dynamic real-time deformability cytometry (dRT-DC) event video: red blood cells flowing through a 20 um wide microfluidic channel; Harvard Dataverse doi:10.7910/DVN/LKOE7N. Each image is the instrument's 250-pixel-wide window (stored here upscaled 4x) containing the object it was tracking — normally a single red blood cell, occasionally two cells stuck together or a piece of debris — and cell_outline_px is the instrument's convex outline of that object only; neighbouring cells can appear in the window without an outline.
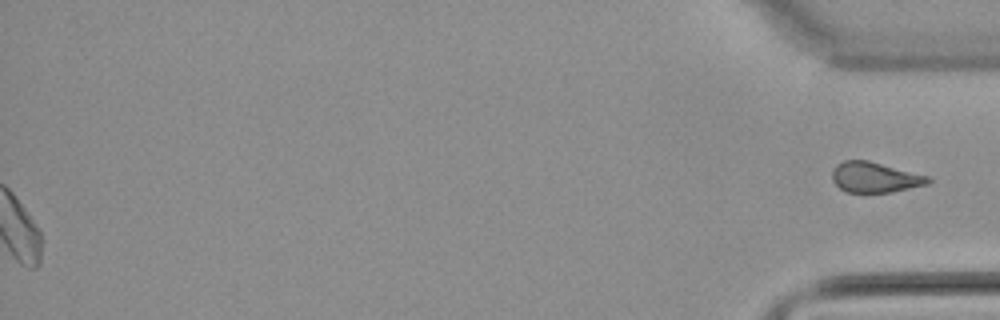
{"species": "common noctule bat (a hibernating species)", "species_latin": "Nyctalus noctula", "temperature_condition": "warm", "stored_images_in_passage": 46, "segment_of_instrument_passage": [2, 2], "camera_frame_rate_fps": 3000, "um_per_image_px": 0.085, "animal": {"sex": "male", "body_mass_g": 21.5, "forearm_length_mm": 52.0}, "frame": {"image": 1, "passage_image": 46, "time_ms": 15.0, "image_size_px": [1000, 320], "cell_outline_px": [[932, 180], [928, 184], [892, 192], [844, 192], [832, 180], [832, 172], [836, 164], [844, 160], [868, 160], [928, 176]], "centroid_in_image_um": [74.35, 15.07], "position_along_channel_um": 360.9, "area_um2": 16.94}}